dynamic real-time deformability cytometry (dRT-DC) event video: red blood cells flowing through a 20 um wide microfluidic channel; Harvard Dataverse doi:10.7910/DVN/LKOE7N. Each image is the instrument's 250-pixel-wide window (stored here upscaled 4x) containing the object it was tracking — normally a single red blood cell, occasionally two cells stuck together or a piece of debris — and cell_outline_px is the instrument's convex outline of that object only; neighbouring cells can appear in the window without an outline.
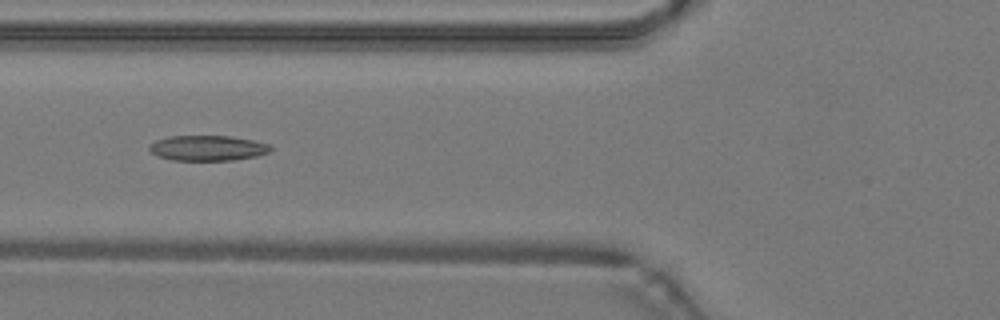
{"species": "common noctule bat (a hibernating species)", "species_latin": "Nyctalus noctula", "temperature_condition": "warm", "stored_images_in_passage": 23, "camera_frame_rate_fps": 3000, "um_per_image_px": 0.085, "animal": {"sex": "male", "body_mass_g": 19.2, "forearm_length_mm": 51.8}, "frame": {"image": 1, "passage_image": 8, "time_ms": 2.333, "image_size_px": [1000, 320], "cell_outline_px": [[272, 148], [268, 152], [256, 156], [232, 160], [172, 160], [156, 156], [148, 148], [148, 144], [156, 140], [168, 136], [232, 136], [252, 140], [268, 144]], "centroid_in_image_um": [17.6, 12.58], "position_along_channel_um": 108.2, "area_um2": 17.86}}
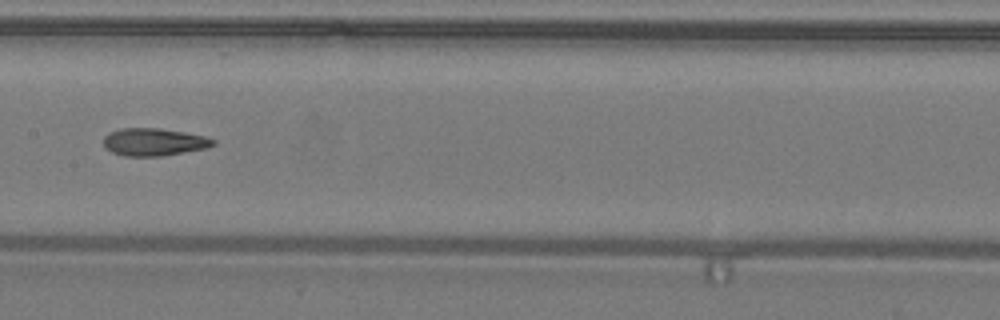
{"frame": {"image": 2, "passage_image": 14, "time_ms": 4.333, "image_size_px": [1000, 320], "cell_outline_px": [[216, 144], [208, 148], [160, 156], [124, 156], [112, 152], [104, 148], [104, 136], [108, 132], [120, 128], [160, 128], [184, 132], [204, 136], [216, 140]], "centroid_in_image_um": [13.07, 12.06], "position_along_channel_um": 194.3, "area_um2": 17.74}}
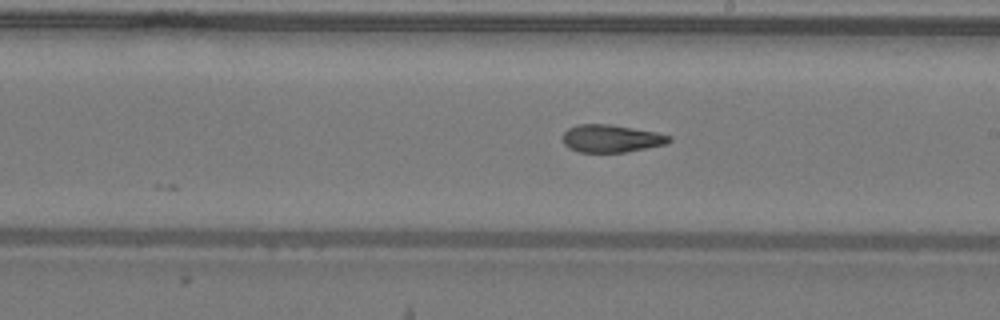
{"frame": {"image": 3, "passage_image": 17, "time_ms": 5.333, "image_size_px": [1000, 320], "cell_outline_px": [[672, 140], [668, 144], [624, 152], [576, 152], [568, 148], [564, 144], [564, 132], [568, 128], [580, 124], [608, 124], [656, 132], [672, 136]], "centroid_in_image_um": [51.97, 11.78], "position_along_channel_um": 237.0, "area_um2": 17.11}}